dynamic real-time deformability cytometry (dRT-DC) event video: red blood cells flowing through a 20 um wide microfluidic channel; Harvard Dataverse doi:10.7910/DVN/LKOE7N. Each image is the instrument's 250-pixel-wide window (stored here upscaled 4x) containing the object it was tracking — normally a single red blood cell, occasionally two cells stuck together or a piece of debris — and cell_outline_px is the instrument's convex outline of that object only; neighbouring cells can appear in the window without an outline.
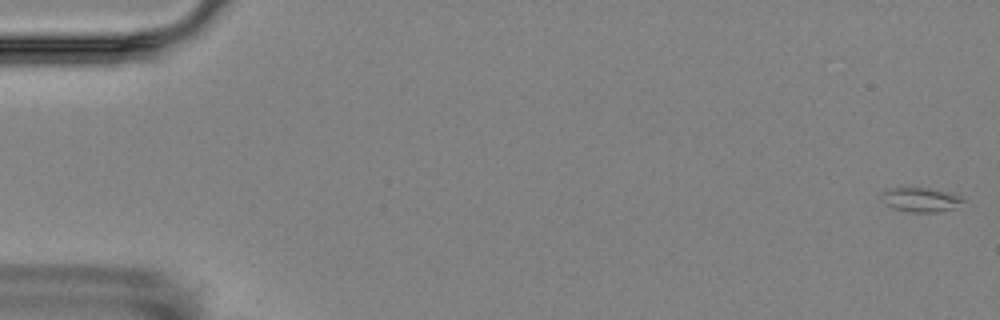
{"species": "Egyptian fruit bat (a non-hibernating species)", "species_latin": "Rousettus aegyptiacus", "temperature_condition": "room temperature", "stored_images_in_passage": 6, "camera_frame_rate_fps": 3000, "um_per_image_px": 0.085, "animal": {"sex": "female"}, "frame": {"image": 1, "passage_image": 1, "time_ms": 0.0, "image_size_px": [1000, 320], "cell_outline_px": [[968, 200], [952, 208], [936, 212], [912, 212], [892, 208], [888, 204], [884, 192], [888, 188], [928, 188], [960, 196]], "centroid_in_image_um": [78.34, 16.98], "position_along_channel_um": 6.7, "area_um2": 10.98}}